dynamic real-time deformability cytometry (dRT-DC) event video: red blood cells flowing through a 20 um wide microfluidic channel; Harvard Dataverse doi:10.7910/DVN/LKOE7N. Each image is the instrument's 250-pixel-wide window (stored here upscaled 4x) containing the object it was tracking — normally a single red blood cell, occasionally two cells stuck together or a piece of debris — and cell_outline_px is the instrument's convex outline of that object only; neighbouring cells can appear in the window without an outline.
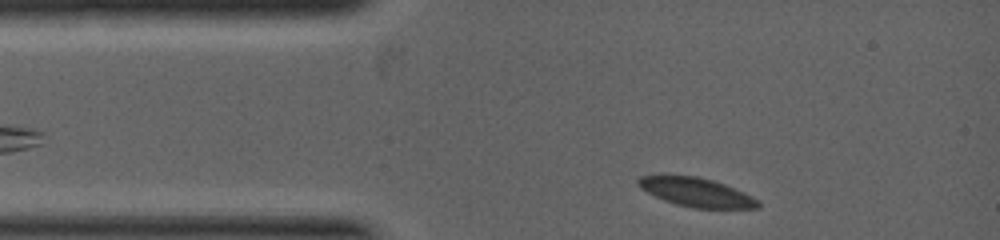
{"species": "common noctule bat (a hibernating species)", "species_latin": "Nyctalus noctula", "temperature_condition": "warm", "stored_images_in_passage": 2, "camera_frame_rate_fps": 5000, "um_per_image_px": 0.085, "animal": {"sex": "female", "body_mass_g": 19.0, "forearm_length_mm": 53.3}, "frame": {"image": 1, "passage_image": 1, "time_ms": 0.0, "image_size_px": [1000, 240], "cell_outline_px": [[760, 208], [692, 208], [676, 204], [664, 200], [640, 188], [636, 184], [636, 180], [640, 176], [696, 176], [712, 180], [724, 184], [744, 192], [752, 196], [760, 204]], "centroid_in_image_um": [59.19, 16.35], "position_along_channel_um": 25.8, "area_um2": 19.88}}